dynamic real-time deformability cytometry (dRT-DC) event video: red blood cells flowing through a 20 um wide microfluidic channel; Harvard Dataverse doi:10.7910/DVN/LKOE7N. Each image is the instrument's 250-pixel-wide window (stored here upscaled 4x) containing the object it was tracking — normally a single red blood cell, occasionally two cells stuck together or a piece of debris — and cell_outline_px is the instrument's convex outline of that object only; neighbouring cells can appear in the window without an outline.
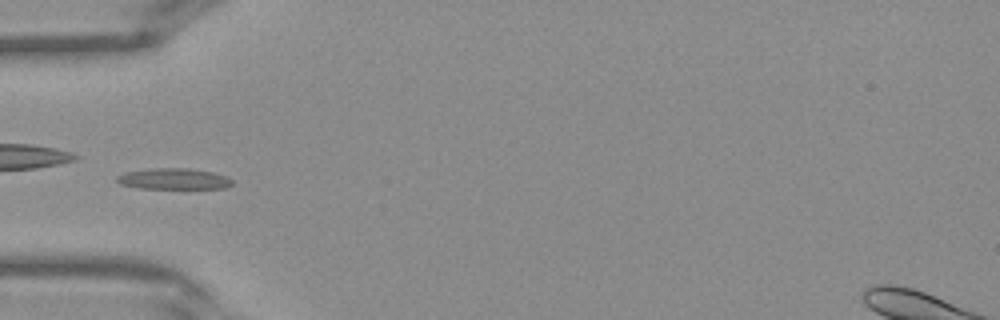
{"species": "Egyptian fruit bat (a non-hibernating species)", "species_latin": "Rousettus aegyptiacus", "temperature_condition": "warm", "stored_images_in_passage": 36, "camera_frame_rate_fps": 3000, "um_per_image_px": 0.085, "frame": {"image": 1, "passage_image": 9, "time_ms": 2.667, "image_size_px": [1000, 320], "cell_outline_px": [[232, 184], [228, 188], [140, 188], [120, 184], [116, 180], [116, 176], [124, 172], [152, 168], [188, 168], [212, 172], [224, 176], [232, 180]], "centroid_in_image_um": [14.73, 15.2], "position_along_channel_um": 70.3, "area_um2": 14.05}}
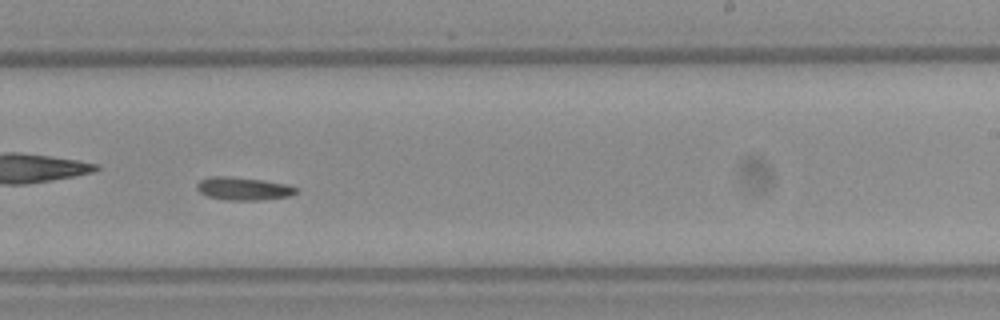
{"frame": {"image": 2, "passage_image": 21, "time_ms": 6.667, "image_size_px": [1000, 320], "cell_outline_px": [[296, 192], [288, 196], [260, 200], [224, 200], [208, 196], [200, 192], [196, 188], [196, 184], [200, 180], [212, 176], [228, 176], [264, 180], [288, 184], [296, 188]], "centroid_in_image_um": [20.65, 16.03], "position_along_channel_um": 268.3, "area_um2": 13.24}}
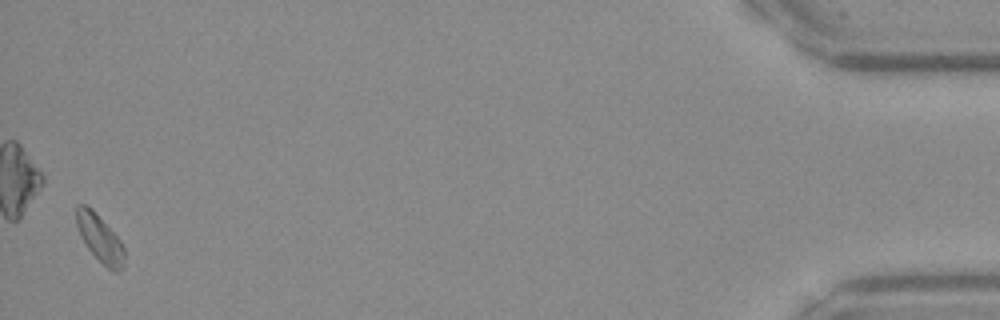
{"frame": {"image": 3, "passage_image": 36, "time_ms": 11.667, "image_size_px": [1000, 320], "cell_outline_px": [[124, 268], [120, 272], [116, 272], [108, 268], [88, 248], [80, 236], [76, 224], [76, 204], [84, 204], [92, 208], [120, 240], [124, 248]], "centroid_in_image_um": [8.49, 20.24], "position_along_channel_um": 426.7, "area_um2": 13.12}}